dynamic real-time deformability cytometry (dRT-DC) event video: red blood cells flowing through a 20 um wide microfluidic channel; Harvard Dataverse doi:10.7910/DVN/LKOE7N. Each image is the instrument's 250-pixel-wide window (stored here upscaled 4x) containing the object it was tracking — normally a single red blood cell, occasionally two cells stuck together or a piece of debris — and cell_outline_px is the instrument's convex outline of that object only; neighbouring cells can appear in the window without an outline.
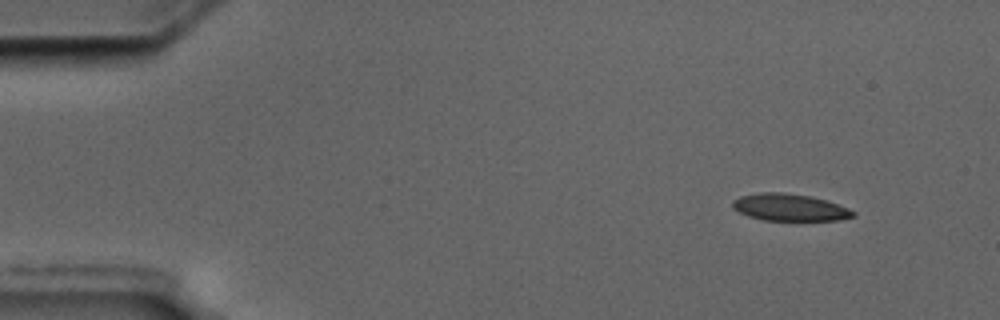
{"species": "common noctule bat (a hibernating species)", "species_latin": "Nyctalus noctula", "temperature_condition": "cold", "stored_images_in_passage": 52, "camera_frame_rate_fps": 3000, "um_per_image_px": 0.085, "animal": {"sex": "male", "body_mass_g": 17.5, "forearm_length_mm": 52.3}, "frame": {"image": 1, "passage_image": 1, "time_ms": 0.0, "image_size_px": [1000, 320], "cell_outline_px": [[856, 216], [840, 220], [764, 220], [748, 216], [732, 208], [732, 200], [740, 196], [756, 192], [784, 192], [808, 196], [824, 200], [848, 208], [856, 212]], "centroid_in_image_um": [67.09, 17.62], "position_along_channel_um": 17.9, "area_um2": 18.96}}
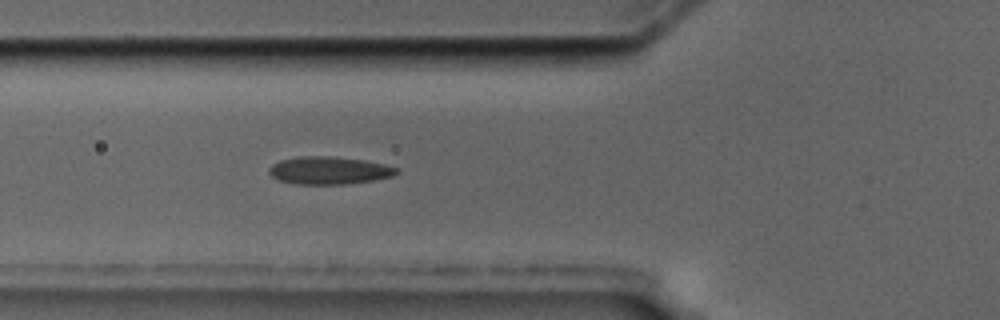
{"frame": {"image": 2, "passage_image": 16, "time_ms": 5.0, "image_size_px": [1000, 320], "cell_outline_px": [[400, 172], [392, 176], [372, 180], [344, 184], [300, 184], [280, 180], [272, 176], [268, 172], [268, 168], [272, 164], [280, 160], [296, 156], [332, 156], [364, 160], [384, 164], [400, 168]], "centroid_in_image_um": [27.98, 14.47], "position_along_channel_um": 97.8, "area_um2": 20.58}}
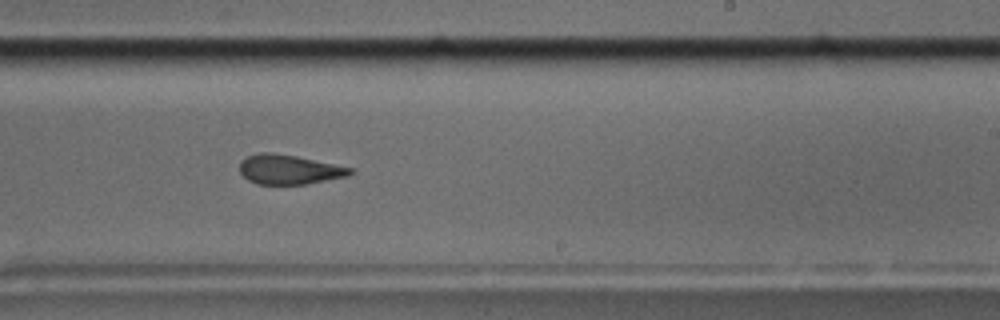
{"frame": {"image": 3, "passage_image": 30, "time_ms": 9.667, "image_size_px": [1000, 320], "cell_outline_px": [[352, 172], [348, 176], [304, 184], [256, 184], [248, 180], [240, 172], [240, 160], [248, 156], [260, 152], [272, 152], [296, 156], [352, 168]], "centroid_in_image_um": [24.52, 14.4], "position_along_channel_um": 264.5, "area_um2": 18.84}, "authors_computed_cell_mechanics": {"area_um2": 20.0566, "velocity_mm_per_s": 3.5728, "shape_relaxation_time_tau1_ms": null, "shape_relaxation_time_tau2_ms": 2.1853, "deformation_change_tau1": null, "deformation_change_tau2": 0.1019}}